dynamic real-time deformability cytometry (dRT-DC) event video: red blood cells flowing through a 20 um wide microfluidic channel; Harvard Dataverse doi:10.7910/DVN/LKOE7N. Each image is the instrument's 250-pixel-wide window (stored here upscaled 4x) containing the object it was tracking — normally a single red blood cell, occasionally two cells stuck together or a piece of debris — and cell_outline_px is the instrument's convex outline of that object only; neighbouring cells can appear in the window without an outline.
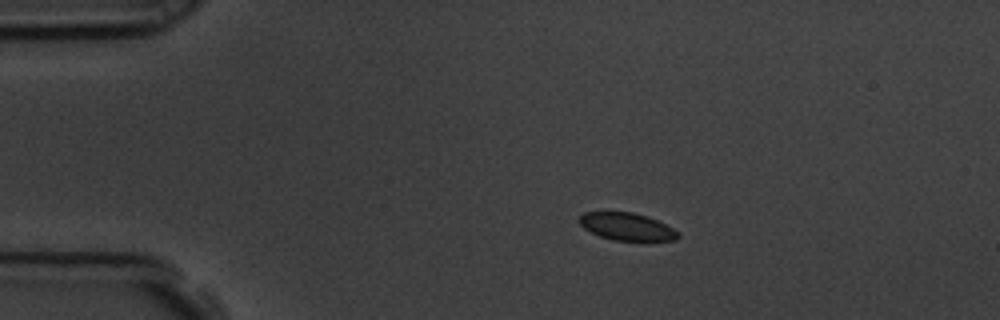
{"species": "common noctule bat (a hibernating species)", "species_latin": "Nyctalus noctula", "temperature_condition": "room temperature", "stored_images_in_passage": 48, "camera_frame_rate_fps": 3000, "um_per_image_px": 0.085, "animal": {"sex": "male", "body_mass_g": 19.5, "forearm_length_mm": 54.6}, "frame": {"image": 1, "passage_image": 1, "time_ms": 0.0, "image_size_px": [1000, 320], "cell_outline_px": [[680, 236], [676, 240], [612, 240], [600, 236], [584, 228], [576, 220], [584, 212], [632, 212], [648, 216], [680, 232]], "centroid_in_image_um": [53.26, 19.25], "position_along_channel_um": 31.7, "area_um2": 15.72}}
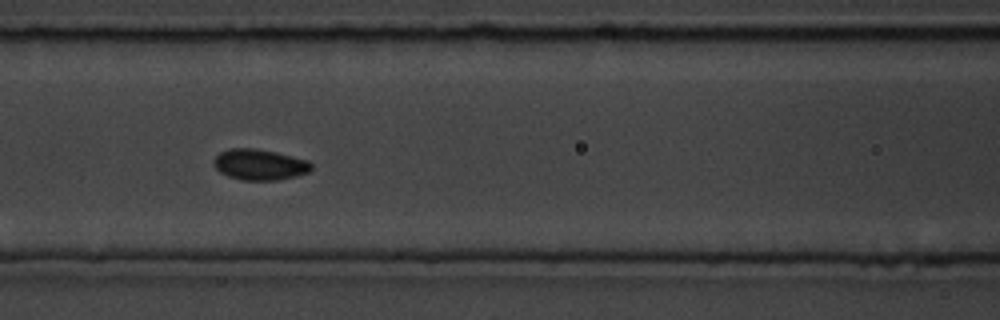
{"frame": {"image": 2, "passage_image": 15, "time_ms": 4.667, "image_size_px": [1000, 320], "cell_outline_px": [[312, 168], [308, 172], [296, 176], [276, 180], [240, 180], [228, 176], [220, 172], [212, 164], [212, 160], [220, 152], [228, 148], [256, 148], [276, 152], [308, 160], [312, 164]], "centroid_in_image_um": [22.04, 13.98], "position_along_channel_um": 144.6, "area_um2": 17.69}}
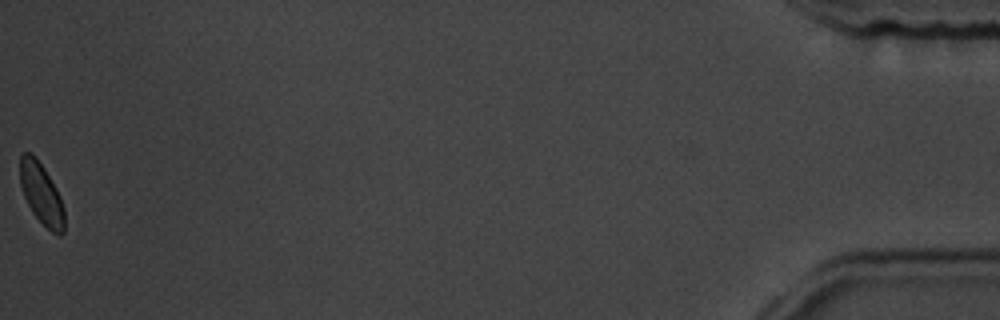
{"frame": {"image": 3, "passage_image": 48, "time_ms": 15.667, "image_size_px": [1000, 320], "cell_outline_px": [[64, 232], [60, 236], [52, 232], [32, 212], [24, 196], [20, 184], [20, 152], [28, 152], [36, 156], [44, 168], [56, 188], [60, 196], [64, 208]], "centroid_in_image_um": [3.51, 16.44], "position_along_channel_um": 431.7, "area_um2": 15.78}, "authors_computed_cell_mechanics": {"area_um2": 16.9643, "velocity_mm_per_s": 3.5236, "shape_relaxation_time_tau1_ms": 5.5855, "shape_relaxation_time_tau2_ms": null, "deformation_change_tau1": 0.0857, "deformation_change_tau2": null}}